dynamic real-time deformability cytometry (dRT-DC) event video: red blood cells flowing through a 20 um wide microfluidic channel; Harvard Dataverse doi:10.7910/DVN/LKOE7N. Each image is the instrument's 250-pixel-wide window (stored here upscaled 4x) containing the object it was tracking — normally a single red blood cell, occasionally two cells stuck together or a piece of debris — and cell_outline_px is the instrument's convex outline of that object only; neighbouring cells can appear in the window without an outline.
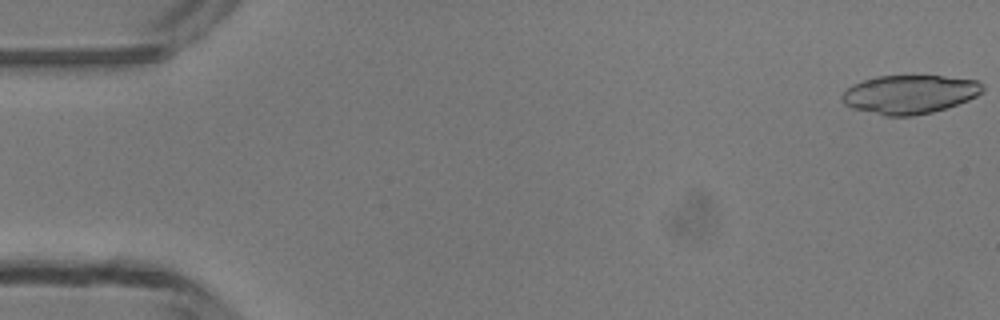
{"species": "common noctule bat (a hibernating species)", "species_latin": "Nyctalus noctula", "temperature_condition": "room temperature", "stored_images_in_passage": 48, "camera_frame_rate_fps": 3000, "um_per_image_px": 0.085, "animal": {"sex": "male", "body_mass_g": 13.3}, "frame": {"image": 1, "passage_image": 1, "time_ms": 0.0, "image_size_px": [1000, 320], "cell_outline_px": [[984, 92], [968, 100], [948, 108], [932, 112], [912, 116], [884, 116], [852, 108], [844, 104], [840, 100], [840, 96], [852, 84], [876, 76], [944, 76], [976, 80], [984, 84]], "centroid_in_image_um": [77.32, 8.02], "position_along_channel_um": 7.7, "area_um2": 31.96}}